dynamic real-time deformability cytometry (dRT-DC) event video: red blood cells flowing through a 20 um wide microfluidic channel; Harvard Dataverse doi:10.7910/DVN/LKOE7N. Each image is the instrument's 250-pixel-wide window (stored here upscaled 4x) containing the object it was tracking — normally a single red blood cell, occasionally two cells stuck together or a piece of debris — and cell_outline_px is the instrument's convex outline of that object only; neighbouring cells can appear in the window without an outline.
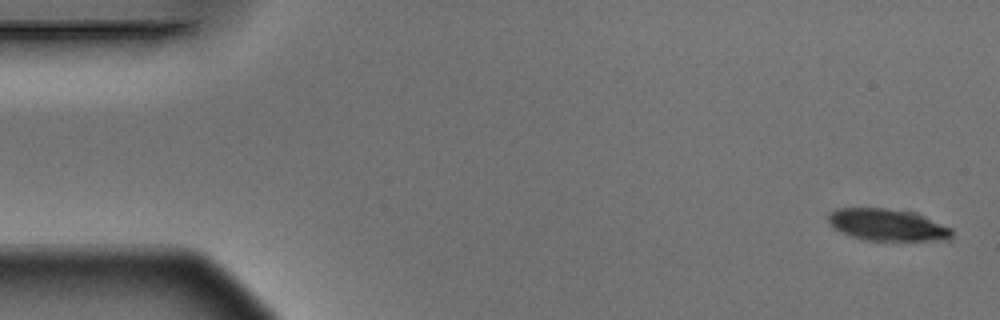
{"species": "Egyptian fruit bat (a non-hibernating species)", "species_latin": "Rousettus aegyptiacus", "temperature_condition": "warm", "stored_images_in_passage": 4, "camera_frame_rate_fps": 3000, "um_per_image_px": 0.085, "animal": {"sex": "male"}, "frame": {"image": 1, "passage_image": 1, "time_ms": 0.0, "image_size_px": [1000, 320], "cell_outline_px": [[952, 236], [948, 240], [864, 240], [840, 232], [832, 228], [828, 220], [828, 216], [836, 208], [884, 208], [912, 212], [952, 228]], "centroid_in_image_um": [75.4, 19.12], "position_along_channel_um": 9.6, "area_um2": 22.77}}
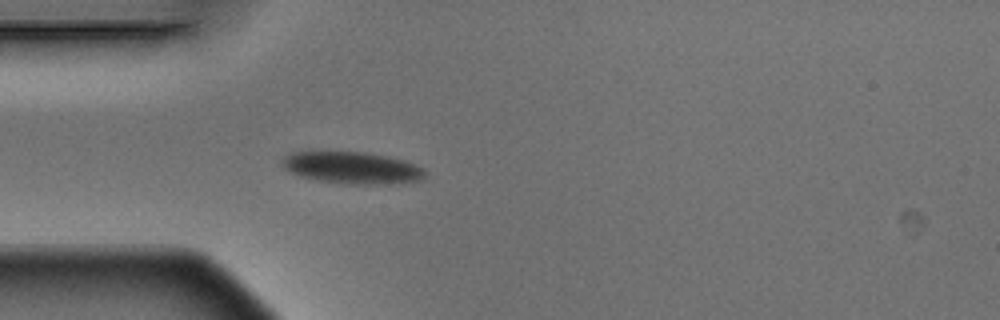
{"frame": {"image": 2, "passage_image": 4, "time_ms": 1.0, "image_size_px": [1000, 320], "cell_outline_px": [[428, 172], [424, 180], [388, 184], [352, 184], [320, 180], [300, 176], [284, 168], [280, 160], [284, 156], [292, 152], [368, 152], [388, 156], [404, 160], [424, 168]], "centroid_in_image_um": [30.0, 14.26], "position_along_channel_um": 55.0, "area_um2": 26.65}}